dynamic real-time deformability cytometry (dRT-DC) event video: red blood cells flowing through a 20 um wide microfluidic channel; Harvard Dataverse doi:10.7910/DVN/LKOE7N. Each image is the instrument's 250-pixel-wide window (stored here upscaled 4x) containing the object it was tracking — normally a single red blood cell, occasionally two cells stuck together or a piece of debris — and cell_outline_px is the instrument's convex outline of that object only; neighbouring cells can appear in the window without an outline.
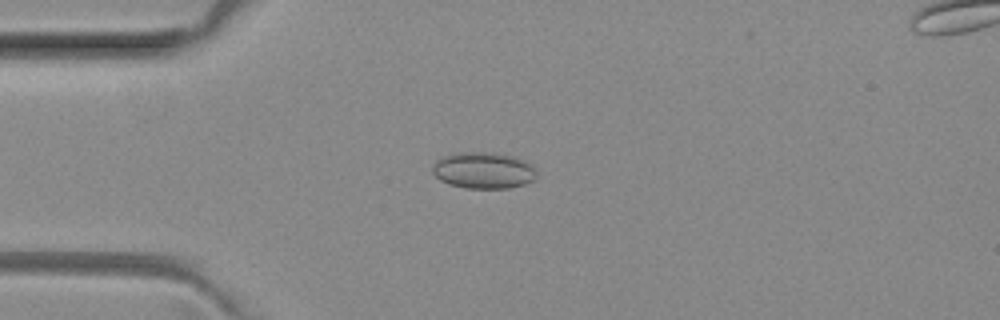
{"species": "common noctule bat (a hibernating species)", "species_latin": "Nyctalus noctula", "temperature_condition": "room temperature", "stored_images_in_passage": 4, "camera_frame_rate_fps": 3000, "um_per_image_px": 0.085, "animal": {"sex": "female", "body_mass_g": 29.2, "forearm_length_mm": 56.3}, "frame": {"image": 1, "passage_image": 4, "time_ms": 1.0, "image_size_px": [1000, 320], "cell_outline_px": [[536, 180], [524, 184], [508, 188], [464, 188], [448, 184], [440, 180], [432, 172], [432, 164], [440, 156], [452, 152], [492, 152], [512, 156], [524, 160], [532, 164], [536, 168]], "centroid_in_image_um": [41.07, 14.47], "position_along_channel_um": 43.9, "area_um2": 22.6}}